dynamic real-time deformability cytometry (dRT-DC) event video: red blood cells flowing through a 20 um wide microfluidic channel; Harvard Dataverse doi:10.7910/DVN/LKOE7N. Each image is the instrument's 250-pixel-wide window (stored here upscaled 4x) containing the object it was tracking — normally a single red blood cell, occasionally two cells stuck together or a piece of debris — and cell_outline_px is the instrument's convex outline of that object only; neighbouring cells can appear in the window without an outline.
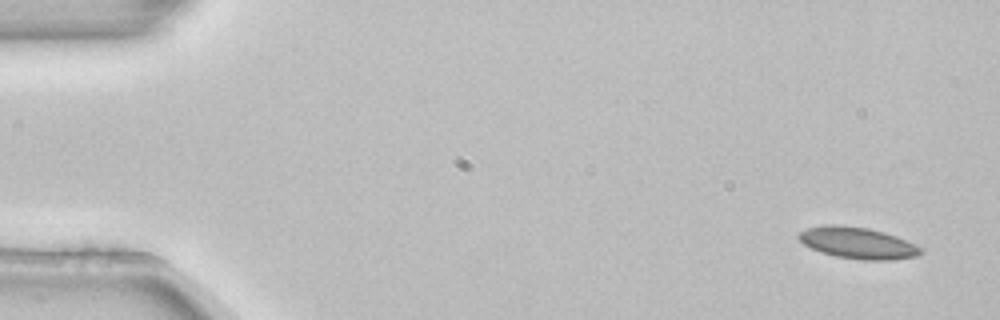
{"species": "common noctule bat (a hibernating species)", "species_latin": "Nyctalus noctula", "temperature_condition": "room temperature", "stored_images_in_passage": 4, "camera_frame_rate_fps": 3000, "um_per_image_px": 0.085, "animal": {"sex": "female", "body_mass_g": 22.7, "forearm_length_mm": 54.2}, "frame": {"image": 1, "passage_image": 1, "time_ms": 0.0, "image_size_px": [1000, 320], "cell_outline_px": [[924, 252], [920, 256], [888, 260], [860, 260], [836, 256], [820, 252], [804, 244], [796, 236], [800, 232], [808, 228], [824, 224], [836, 224], [868, 228], [884, 232], [896, 236], [920, 248]], "centroid_in_image_um": [72.88, 20.65], "position_along_channel_um": 12.1, "area_um2": 22.31}}
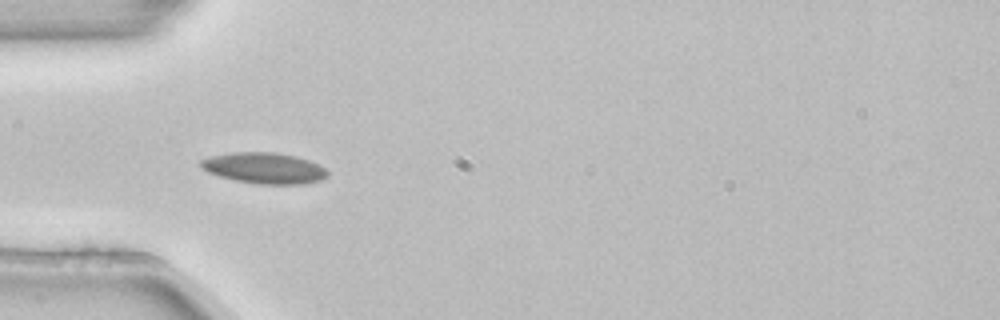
{"frame": {"image": 2, "passage_image": 4, "time_ms": 1.0, "image_size_px": [1000, 320], "cell_outline_px": [[328, 176], [320, 180], [304, 184], [256, 184], [236, 180], [220, 176], [208, 172], [200, 164], [200, 160], [212, 156], [232, 152], [276, 152], [296, 156], [320, 164], [328, 172]], "centroid_in_image_um": [22.5, 14.28], "position_along_channel_um": 62.5, "area_um2": 22.83}}